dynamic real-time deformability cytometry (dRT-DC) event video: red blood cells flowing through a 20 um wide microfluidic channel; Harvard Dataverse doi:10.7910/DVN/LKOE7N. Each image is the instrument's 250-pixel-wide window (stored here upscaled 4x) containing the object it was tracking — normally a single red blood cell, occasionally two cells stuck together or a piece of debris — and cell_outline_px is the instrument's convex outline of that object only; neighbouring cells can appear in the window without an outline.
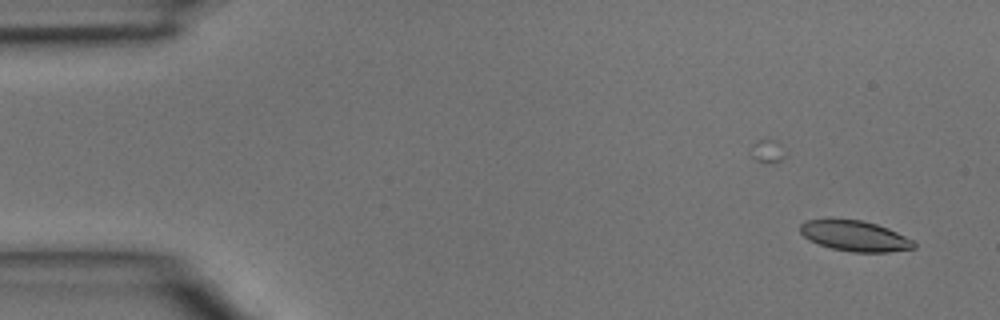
{"species": "common noctule bat (a hibernating species)", "species_latin": "Nyctalus noctula", "temperature_condition": "room temperature", "stored_images_in_passage": 5, "camera_frame_rate_fps": 3000, "um_per_image_px": 0.085, "animal": {"sex": "male", "body_mass_g": 15.6}, "frame": {"image": 1, "passage_image": 2, "time_ms": 0.333, "image_size_px": [1000, 320], "cell_outline_px": [[916, 248], [888, 252], [852, 252], [832, 248], [808, 240], [800, 232], [800, 224], [804, 220], [828, 216], [860, 220], [876, 224], [888, 228], [912, 240], [916, 244]], "centroid_in_image_um": [72.58, 20.01], "position_along_channel_um": 12.4, "area_um2": 20.75}}